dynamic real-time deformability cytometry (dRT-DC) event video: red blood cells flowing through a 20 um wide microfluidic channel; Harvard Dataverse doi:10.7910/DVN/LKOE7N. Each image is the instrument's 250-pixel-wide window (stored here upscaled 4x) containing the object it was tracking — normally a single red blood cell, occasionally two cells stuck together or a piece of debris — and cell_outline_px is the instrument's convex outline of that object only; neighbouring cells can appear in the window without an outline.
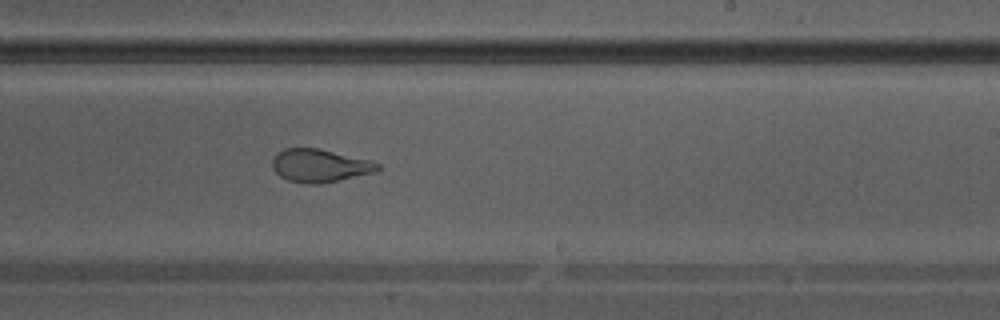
{"species": "Egyptian fruit bat (a non-hibernating species)", "species_latin": "Rousettus aegyptiacus", "temperature_condition": "warm", "stored_images_in_passage": 30, "camera_frame_rate_fps": 3000, "um_per_image_px": 0.085, "animal": {"sex": "male"}, "frame": {"image": 1, "passage_image": 18, "time_ms": 5.667, "image_size_px": [1000, 320], "cell_outline_px": [[380, 168], [376, 172], [320, 184], [304, 184], [288, 180], [280, 176], [272, 168], [272, 160], [276, 152], [284, 148], [320, 148], [368, 160], [380, 164]], "centroid_in_image_um": [27.15, 14.08], "position_along_channel_um": 261.9, "area_um2": 20.35}}